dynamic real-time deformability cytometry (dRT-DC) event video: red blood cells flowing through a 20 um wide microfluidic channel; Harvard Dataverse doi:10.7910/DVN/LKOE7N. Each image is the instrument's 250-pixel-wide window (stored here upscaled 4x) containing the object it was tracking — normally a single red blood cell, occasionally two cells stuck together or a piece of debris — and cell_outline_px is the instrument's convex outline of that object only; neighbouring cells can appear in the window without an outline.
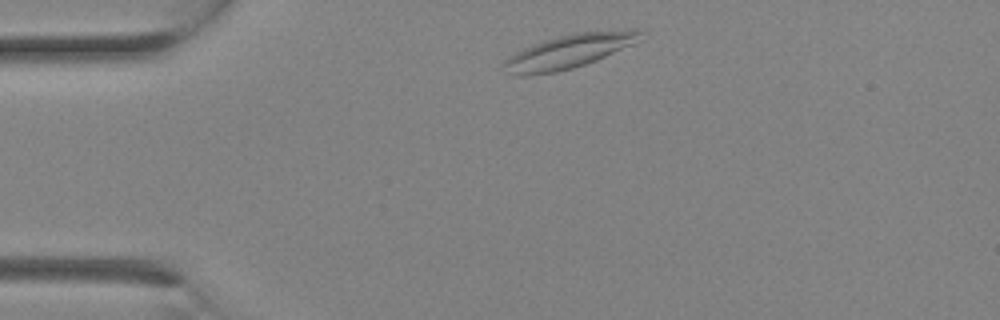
{"species": "Egyptian fruit bat (a non-hibernating species)", "species_latin": "Rousettus aegyptiacus", "temperature_condition": "room temperature", "stored_images_in_passage": 5, "camera_frame_rate_fps": 3000, "um_per_image_px": 0.085, "animal": {"sex": "female"}, "frame": {"image": 1, "passage_image": 1, "time_ms": 0.0, "image_size_px": [1000, 320], "cell_outline_px": [[648, 32], [644, 40], [596, 60], [572, 68], [556, 72], [524, 76], [512, 76], [504, 64], [504, 60], [508, 56], [524, 48], [544, 40], [576, 32], [632, 28], [644, 28]], "centroid_in_image_um": [48.54, 4.32], "position_along_channel_um": 36.5, "area_um2": 27.51}}